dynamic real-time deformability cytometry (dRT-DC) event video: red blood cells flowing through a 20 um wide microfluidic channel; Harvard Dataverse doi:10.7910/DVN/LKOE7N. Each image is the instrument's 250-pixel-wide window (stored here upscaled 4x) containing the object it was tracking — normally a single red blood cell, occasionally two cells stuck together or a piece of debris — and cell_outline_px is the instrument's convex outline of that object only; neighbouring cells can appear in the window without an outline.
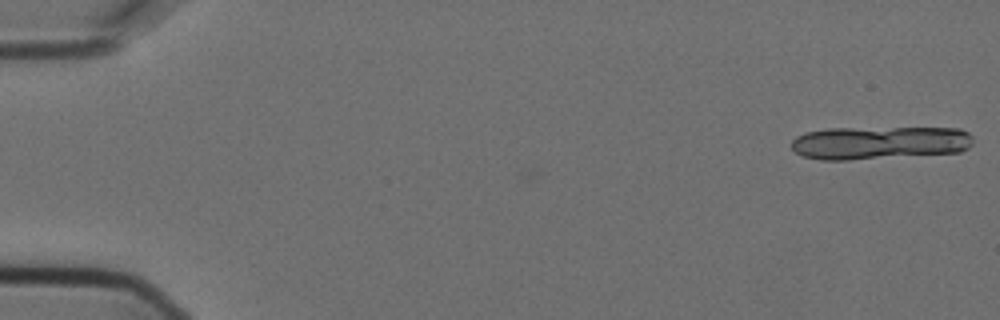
{"species": "Egyptian fruit bat (a non-hibernating species)", "species_latin": "Rousettus aegyptiacus", "temperature_condition": "cold", "stored_images_in_passage": 3, "camera_frame_rate_fps": 3000, "um_per_image_px": 0.085, "animal": {"sex": "female"}, "frame": {"image": 1, "passage_image": 3, "time_ms": 0.667, "image_size_px": [1000, 320], "cell_outline_px": [[972, 144], [968, 148], [960, 152], [848, 160], [820, 160], [804, 156], [796, 152], [792, 148], [792, 140], [796, 136], [808, 132], [828, 128], [960, 128], [968, 132], [972, 136]], "centroid_in_image_um": [74.77, 12.13], "position_along_channel_um": 10.2, "area_um2": 35.14}}